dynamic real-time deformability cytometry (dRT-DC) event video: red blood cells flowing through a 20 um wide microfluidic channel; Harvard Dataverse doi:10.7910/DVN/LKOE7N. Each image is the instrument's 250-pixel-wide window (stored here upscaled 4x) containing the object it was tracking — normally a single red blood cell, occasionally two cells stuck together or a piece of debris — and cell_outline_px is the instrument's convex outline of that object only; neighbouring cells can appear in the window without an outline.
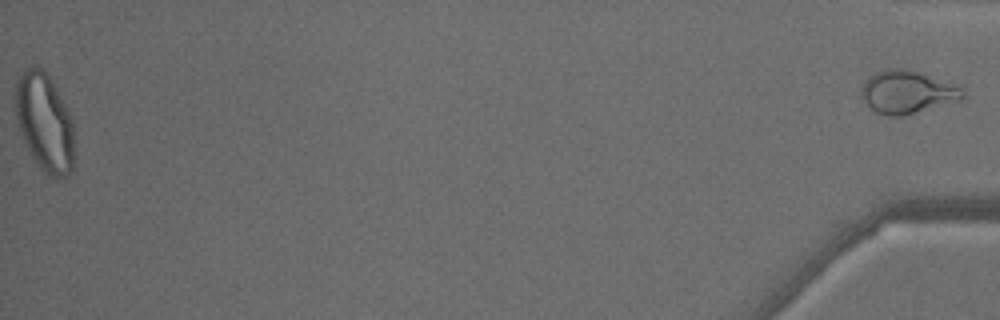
{"species": "common noctule bat (a hibernating species)", "species_latin": "Nyctalus noctula", "temperature_condition": "warm", "stored_images_in_passage": 47, "segment_of_instrument_passage": [2, 2], "camera_frame_rate_fps": 3000, "um_per_image_px": 0.085, "animal": {"sex": "male", "body_mass_g": 18.8}, "frame": {"image": 1, "passage_image": 47, "time_ms": 15.333, "image_size_px": [1000, 320], "cell_outline_px": [[964, 96], [900, 116], [888, 116], [876, 112], [860, 96], [860, 88], [864, 80], [872, 72], [888, 68], [904, 68], [916, 72], [960, 88], [964, 92]], "centroid_in_image_um": [76.92, 7.79], "position_along_channel_um": 358.3, "area_um2": 24.1}}